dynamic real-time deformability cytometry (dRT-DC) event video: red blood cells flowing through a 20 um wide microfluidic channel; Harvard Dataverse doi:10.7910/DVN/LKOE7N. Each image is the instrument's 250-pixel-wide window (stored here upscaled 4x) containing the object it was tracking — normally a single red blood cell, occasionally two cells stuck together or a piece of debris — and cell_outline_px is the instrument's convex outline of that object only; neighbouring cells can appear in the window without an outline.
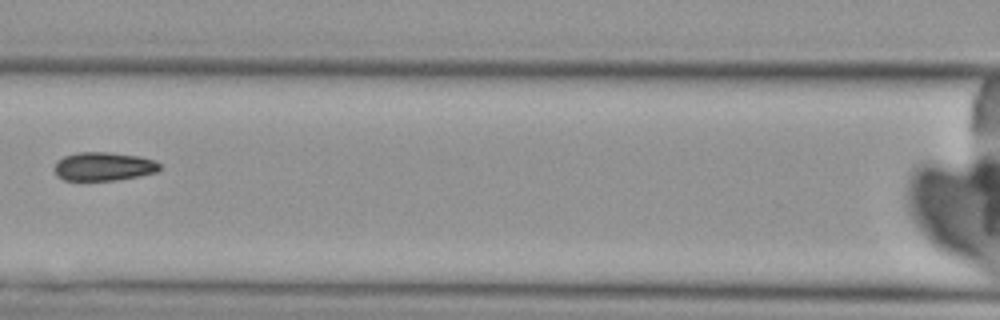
{"species": "Egyptian fruit bat (a non-hibernating species)", "species_latin": "Rousettus aegyptiacus", "temperature_condition": "cold", "stored_images_in_passage": 8, "camera_frame_rate_fps": 3000, "um_per_image_px": 0.085, "animal": {"sex": "female"}, "frame": {"image": 1, "passage_image": 7, "time_ms": 7.0, "image_size_px": [1000, 320], "cell_outline_px": [[160, 168], [156, 172], [140, 176], [116, 180], [64, 180], [56, 176], [52, 168], [56, 160], [64, 156], [76, 152], [108, 152], [140, 156], [156, 160], [160, 164]], "centroid_in_image_um": [8.77, 14.14], "position_along_channel_um": 157.8, "area_um2": 17.86}}
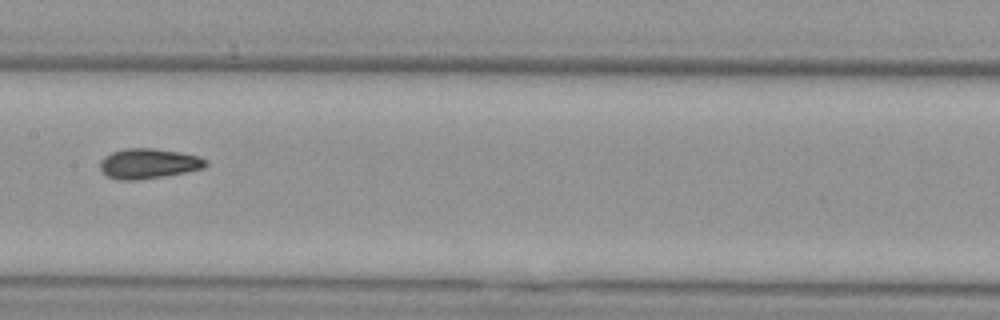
{"frame": {"image": 2, "passage_image": 8, "time_ms": 8.0, "image_size_px": [1000, 320], "cell_outline_px": [[208, 164], [204, 168], [164, 176], [136, 180], [116, 180], [108, 176], [100, 168], [100, 160], [104, 156], [112, 152], [124, 148], [152, 148], [180, 152], [200, 156], [208, 160]], "centroid_in_image_um": [12.63, 13.89], "position_along_channel_um": 194.8, "area_um2": 18.61}}